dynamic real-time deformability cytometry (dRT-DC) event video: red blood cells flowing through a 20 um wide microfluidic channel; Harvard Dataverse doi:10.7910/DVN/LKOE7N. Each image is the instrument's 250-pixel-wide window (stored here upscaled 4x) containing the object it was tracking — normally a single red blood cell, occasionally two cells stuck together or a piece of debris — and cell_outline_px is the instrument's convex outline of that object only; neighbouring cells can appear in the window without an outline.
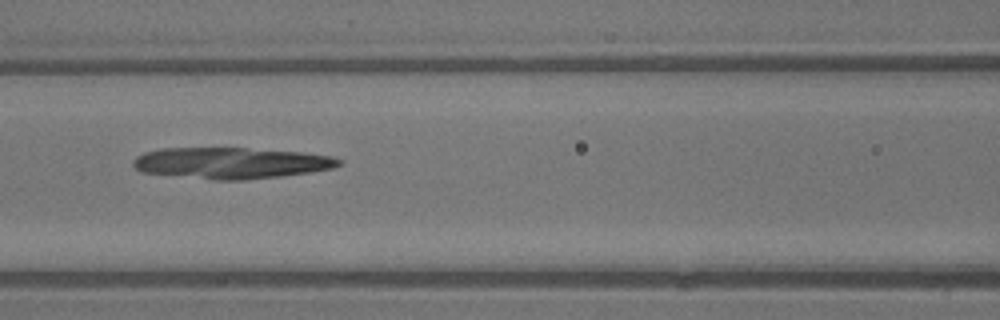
{"species": "common noctule bat (a hibernating species)", "species_latin": "Nyctalus noctula", "temperature_condition": "warm", "stored_images_in_passage": 4, "camera_frame_rate_fps": 3000, "um_per_image_px": 0.085, "animal": {"sex": "male", "body_mass_g": 13.3}, "frame": {"image": 1, "passage_image": 4, "time_ms": 3.333, "image_size_px": [1000, 320], "cell_outline_px": [[344, 160], [340, 164], [332, 168], [308, 172], [280, 176], [244, 180], [216, 180], [140, 172], [132, 164], [132, 160], [136, 156], [144, 152], [160, 148], [244, 148], [300, 152], [332, 156]], "centroid_in_image_um": [19.59, 13.85], "position_along_channel_um": 147.0, "area_um2": 37.4}}